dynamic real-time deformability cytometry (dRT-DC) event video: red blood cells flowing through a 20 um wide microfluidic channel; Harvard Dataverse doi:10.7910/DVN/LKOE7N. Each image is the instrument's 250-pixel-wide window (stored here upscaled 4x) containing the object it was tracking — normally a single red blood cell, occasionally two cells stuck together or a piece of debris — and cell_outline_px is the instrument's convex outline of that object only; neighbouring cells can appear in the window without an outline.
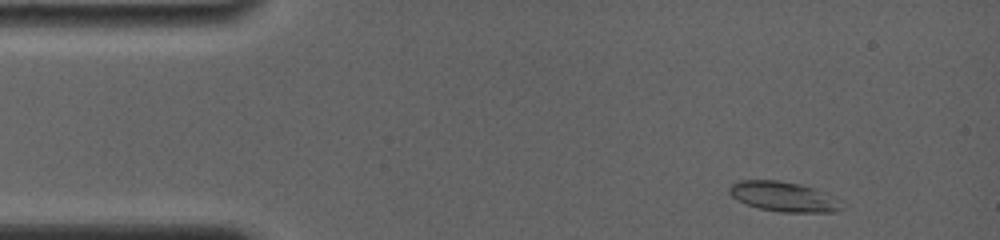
{"species": "common noctule bat (a hibernating species)", "species_latin": "Nyctalus noctula", "temperature_condition": "room temperature", "stored_images_in_passage": 61, "camera_frame_rate_fps": 4000, "um_per_image_px": 0.085, "animal": {"sex": "female", "body_mass_g": 19.0, "forearm_length_mm": 56.7}, "frame": {"image": 1, "passage_image": 3, "time_ms": 0.5, "image_size_px": [1000, 240], "cell_outline_px": [[844, 208], [836, 212], [780, 212], [760, 208], [748, 204], [732, 196], [728, 192], [728, 188], [732, 184], [740, 180], [780, 180], [800, 184], [812, 188], [832, 196], [840, 200]], "centroid_in_image_um": [66.63, 16.71], "position_along_channel_um": 18.4, "area_um2": 19.42}}
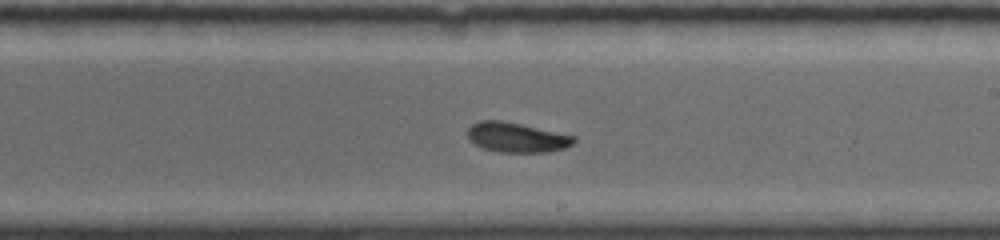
{"frame": {"image": 2, "passage_image": 36, "time_ms": 8.5, "image_size_px": [1000, 240], "cell_outline_px": [[576, 140], [572, 144], [564, 148], [548, 152], [500, 152], [484, 148], [468, 140], [464, 132], [472, 124], [480, 120], [504, 120], [576, 136]], "centroid_in_image_um": [43.88, 11.66], "position_along_channel_um": 245.1, "area_um2": 18.67}}
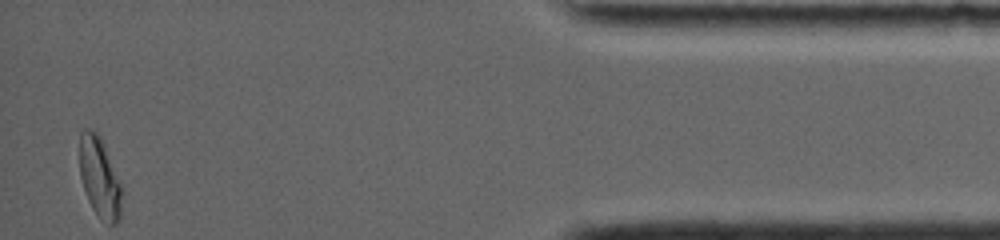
{"frame": {"image": 3, "passage_image": 60, "time_ms": 14.75, "image_size_px": [1000, 240], "cell_outline_px": [[120, 220], [116, 224], [108, 224], [100, 220], [92, 208], [88, 200], [80, 176], [80, 132], [84, 128], [92, 128], [100, 136], [120, 184]], "centroid_in_image_um": [8.44, 15.1], "position_along_channel_um": 426.8, "area_um2": 19.42}, "authors_computed_cell_mechanics": {"area_um2": 18.785, "velocity_mm_per_s": 3.8057, "shape_relaxation_time_tau1_ms": 5.4565, "shape_relaxation_time_tau2_ms": null, "deformation_change_tau1": 0.1176, "deformation_change_tau2": null}}